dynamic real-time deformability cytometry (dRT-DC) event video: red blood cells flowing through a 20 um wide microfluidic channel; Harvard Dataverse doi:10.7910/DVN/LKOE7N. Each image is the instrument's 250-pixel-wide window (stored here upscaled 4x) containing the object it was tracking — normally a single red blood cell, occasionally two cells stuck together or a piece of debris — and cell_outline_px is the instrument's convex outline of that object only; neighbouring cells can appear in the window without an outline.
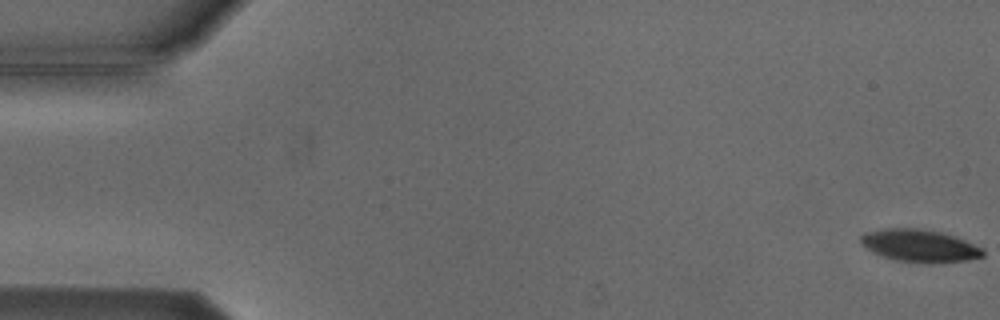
{"species": "Egyptian fruit bat (a non-hibernating species)", "species_latin": "Rousettus aegyptiacus", "temperature_condition": "cold", "stored_images_in_passage": 3, "camera_frame_rate_fps": 3000, "um_per_image_px": 0.085, "animal": {"sex": "male"}, "frame": {"image": 1, "passage_image": 1, "time_ms": 0.0, "image_size_px": [1000, 320], "cell_outline_px": [[984, 256], [968, 260], [932, 264], [928, 264], [896, 260], [872, 252], [860, 244], [860, 236], [864, 232], [884, 228], [916, 228], [940, 232], [964, 240], [980, 248], [984, 252]], "centroid_in_image_um": [78.12, 20.89], "position_along_channel_um": 6.9, "area_um2": 23.12}}